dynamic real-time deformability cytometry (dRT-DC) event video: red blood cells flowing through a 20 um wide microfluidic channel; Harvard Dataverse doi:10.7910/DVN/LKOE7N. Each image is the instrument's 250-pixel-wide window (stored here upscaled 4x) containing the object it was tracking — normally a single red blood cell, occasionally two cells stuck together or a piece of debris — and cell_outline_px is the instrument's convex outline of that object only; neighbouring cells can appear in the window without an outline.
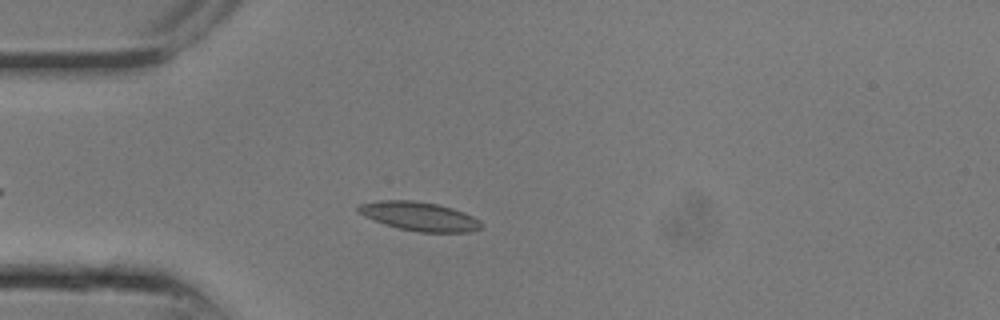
{"species": "common noctule bat (a hibernating species)", "species_latin": "Nyctalus noctula", "temperature_condition": "room temperature", "stored_images_in_passage": 21, "camera_frame_rate_fps": 3000, "um_per_image_px": 0.085, "animal": {"sex": "male", "body_mass_g": 13.3}, "frame": {"image": 1, "passage_image": 3, "time_ms": 0.667, "image_size_px": [1000, 320], "cell_outline_px": [[484, 228], [472, 232], [420, 232], [400, 228], [384, 224], [364, 216], [356, 212], [356, 208], [360, 204], [376, 200], [412, 200], [436, 204], [452, 208], [464, 212], [480, 220], [484, 224]], "centroid_in_image_um": [35.66, 18.39], "position_along_channel_um": 49.3, "area_um2": 20.87}}
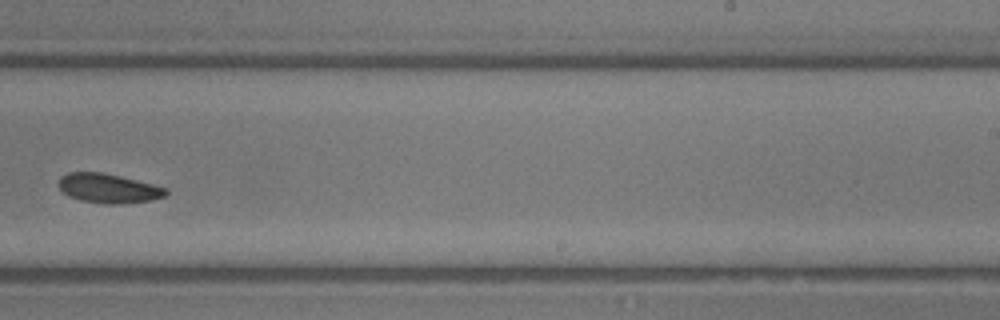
{"frame": {"image": 2, "passage_image": 12, "time_ms": 3.667, "image_size_px": [1000, 320], "cell_outline_px": [[168, 192], [164, 196], [152, 200], [120, 204], [104, 204], [80, 200], [68, 196], [60, 192], [56, 184], [60, 176], [68, 172], [100, 172], [120, 176], [168, 188]], "centroid_in_image_um": [9.15, 16.01], "position_along_channel_um": 279.9, "area_um2": 18.61}}
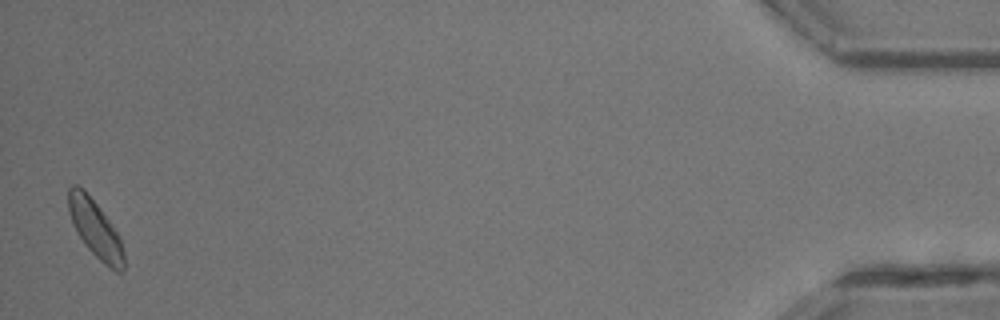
{"frame": {"image": 3, "passage_image": 21, "time_ms": 6.667, "image_size_px": [1000, 320], "cell_outline_px": [[124, 272], [116, 272], [104, 264], [84, 244], [76, 232], [72, 224], [68, 212], [68, 188], [72, 184], [76, 184], [84, 188], [100, 208], [112, 224], [120, 236], [124, 252]], "centroid_in_image_um": [8.09, 19.43], "position_along_channel_um": 427.1, "area_um2": 18.9}}